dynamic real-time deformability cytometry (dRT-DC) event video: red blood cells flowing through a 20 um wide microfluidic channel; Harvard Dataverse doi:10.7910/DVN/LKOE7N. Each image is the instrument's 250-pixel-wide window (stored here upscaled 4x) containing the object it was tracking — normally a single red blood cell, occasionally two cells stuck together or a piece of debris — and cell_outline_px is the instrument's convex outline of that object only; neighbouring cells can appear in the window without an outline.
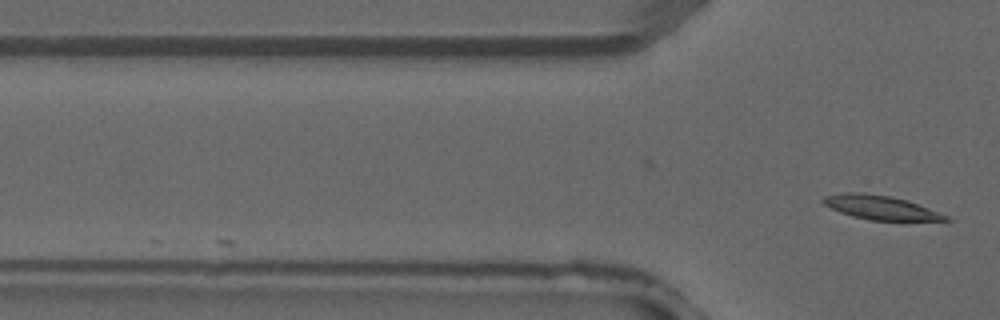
{"species": "common noctule bat (a hibernating species)", "species_latin": "Nyctalus noctula", "temperature_condition": "warm", "stored_images_in_passage": 3, "camera_frame_rate_fps": 3000, "um_per_image_px": 0.085, "animal": {"sex": "male", "forearm_length_mm": 52.5}, "frame": {"image": 1, "passage_image": 3, "time_ms": 0.667, "image_size_px": [1000, 320], "cell_outline_px": [[952, 220], [872, 220], [852, 216], [840, 212], [824, 204], [820, 200], [824, 196], [844, 192], [864, 192], [888, 196], [908, 200], [948, 216]], "centroid_in_image_um": [74.8, 17.62], "position_along_channel_um": 51.0, "area_um2": 16.94}}